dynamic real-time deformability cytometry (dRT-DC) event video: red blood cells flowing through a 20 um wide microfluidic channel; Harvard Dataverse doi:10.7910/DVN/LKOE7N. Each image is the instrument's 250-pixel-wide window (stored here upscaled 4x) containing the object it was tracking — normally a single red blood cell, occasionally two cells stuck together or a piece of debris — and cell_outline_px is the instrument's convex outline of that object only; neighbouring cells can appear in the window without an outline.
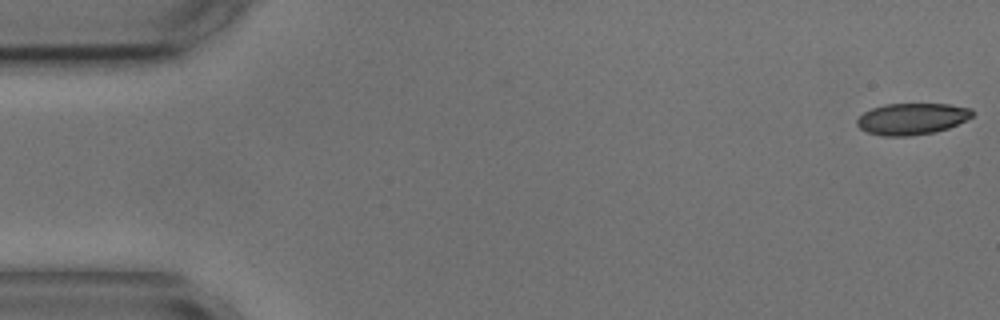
{"species": "common noctule bat (a hibernating species)", "species_latin": "Nyctalus noctula", "temperature_condition": "cold", "stored_images_in_passage": 55, "camera_frame_rate_fps": 3000, "um_per_image_px": 0.085, "animal": {"sex": "male", "body_mass_g": 17.9, "forearm_length_mm": 54.2}, "frame": {"image": 1, "passage_image": 1, "time_ms": 0.0, "image_size_px": [1000, 320], "cell_outline_px": [[976, 112], [972, 116], [948, 128], [932, 132], [908, 136], [884, 136], [868, 132], [860, 128], [856, 124], [856, 120], [864, 112], [872, 108], [884, 104], [948, 104], [972, 108]], "centroid_in_image_um": [77.51, 10.09], "position_along_channel_um": 7.5, "area_um2": 21.04}}
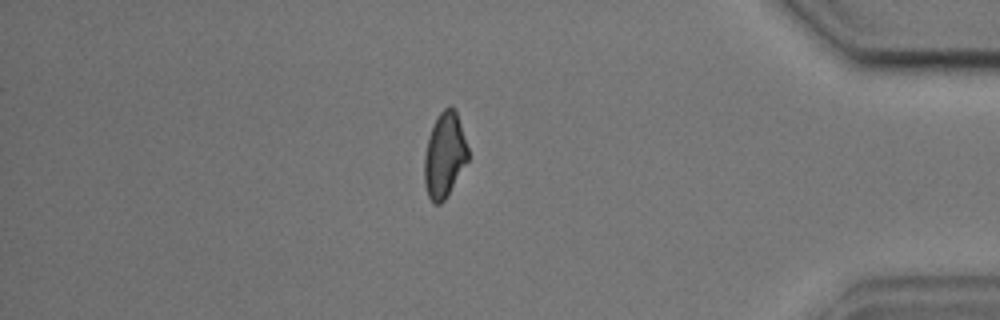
{"frame": {"image": 2, "passage_image": 47, "time_ms": 15.333, "image_size_px": [1000, 320], "cell_outline_px": [[468, 160], [444, 200], [440, 204], [432, 204], [428, 196], [424, 184], [424, 156], [428, 136], [440, 112], [448, 104], [456, 112], [468, 148]], "centroid_in_image_um": [37.76, 13.21], "position_along_channel_um": 397.4, "area_um2": 21.39}}
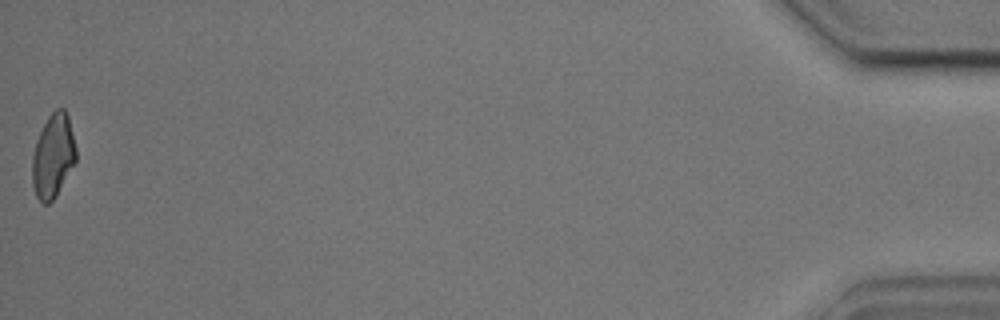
{"frame": {"image": 3, "passage_image": 55, "time_ms": 18.0, "image_size_px": [1000, 320], "cell_outline_px": [[76, 160], [56, 196], [48, 204], [44, 204], [36, 196], [32, 184], [32, 156], [36, 140], [48, 116], [56, 108], [64, 108], [68, 116], [76, 148]], "centroid_in_image_um": [4.5, 13.25], "position_along_channel_um": 430.7, "area_um2": 21.27}, "authors_computed_cell_mechanics": {"area_um2": 22.4842, "velocity_mm_per_s": 3.6004, "shape_relaxation_time_tau1_ms": 6.7557, "shape_relaxation_time_tau2_ms": 2.0752, "deformation_change_tau1": 0.1693, "deformation_change_tau2": 0.0768}}